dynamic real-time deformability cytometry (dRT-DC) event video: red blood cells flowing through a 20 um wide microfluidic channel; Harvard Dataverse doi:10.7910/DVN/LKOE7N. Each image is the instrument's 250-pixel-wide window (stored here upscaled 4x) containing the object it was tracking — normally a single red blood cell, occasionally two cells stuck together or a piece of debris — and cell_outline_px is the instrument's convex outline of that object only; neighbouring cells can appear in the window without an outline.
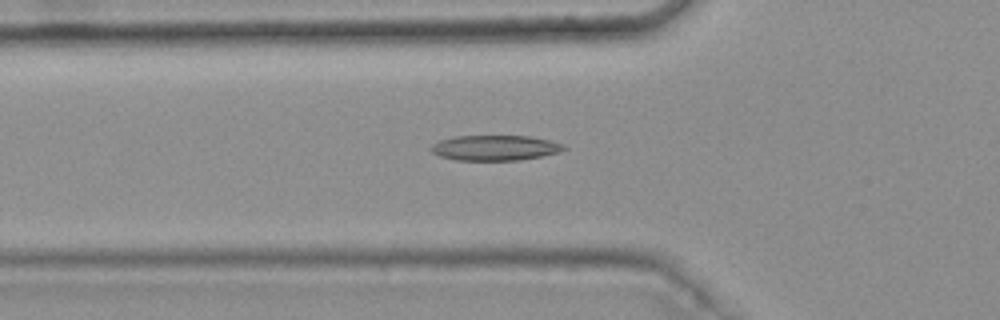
{"species": "common noctule bat (a hibernating species)", "species_latin": "Nyctalus noctula", "temperature_condition": "warm", "stored_images_in_passage": 31, "camera_frame_rate_fps": 3000, "um_per_image_px": 0.085, "animal": {"sex": "female", "body_mass_g": 25.1}, "frame": {"image": 1, "passage_image": 2, "time_ms": 0.333, "image_size_px": [1000, 320], "cell_outline_px": [[568, 148], [560, 152], [520, 160], [456, 160], [440, 156], [432, 152], [428, 148], [432, 144], [440, 140], [456, 136], [528, 136], [548, 140], [564, 144]], "centroid_in_image_um": [42.07, 12.56], "position_along_channel_um": 83.7, "area_um2": 19.54}}
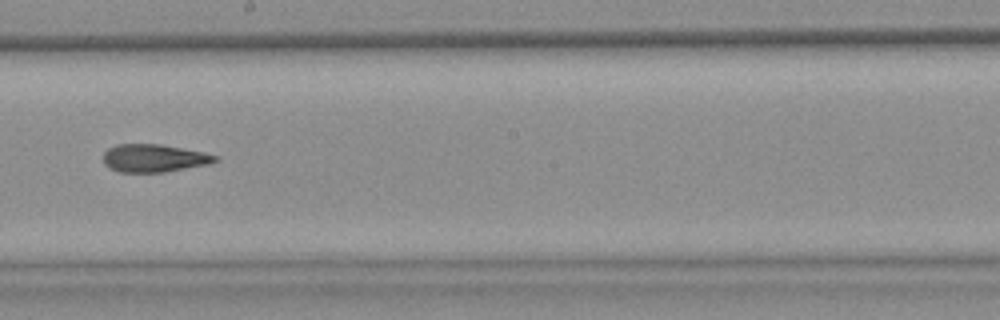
{"frame": {"image": 2, "passage_image": 14, "time_ms": 4.333, "image_size_px": [1000, 320], "cell_outline_px": [[220, 160], [208, 164], [164, 172], [120, 172], [104, 164], [104, 152], [108, 148], [116, 144], [160, 144], [204, 152], [220, 156]], "centroid_in_image_um": [13.12, 13.43], "position_along_channel_um": 235.1, "area_um2": 18.15}}
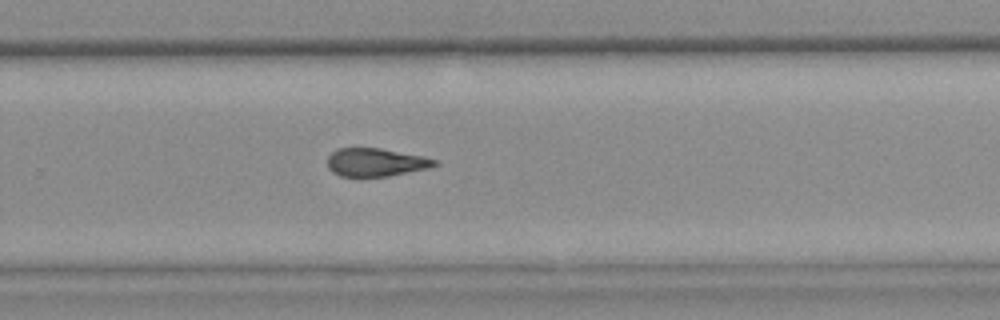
{"frame": {"image": 3, "passage_image": 19, "time_ms": 6.0, "image_size_px": [1000, 320], "cell_outline_px": [[440, 164], [428, 168], [388, 176], [340, 176], [332, 172], [328, 168], [328, 156], [336, 148], [380, 148], [424, 156], [436, 160]], "centroid_in_image_um": [31.93, 13.79], "position_along_channel_um": 297.9, "area_um2": 17.57}}